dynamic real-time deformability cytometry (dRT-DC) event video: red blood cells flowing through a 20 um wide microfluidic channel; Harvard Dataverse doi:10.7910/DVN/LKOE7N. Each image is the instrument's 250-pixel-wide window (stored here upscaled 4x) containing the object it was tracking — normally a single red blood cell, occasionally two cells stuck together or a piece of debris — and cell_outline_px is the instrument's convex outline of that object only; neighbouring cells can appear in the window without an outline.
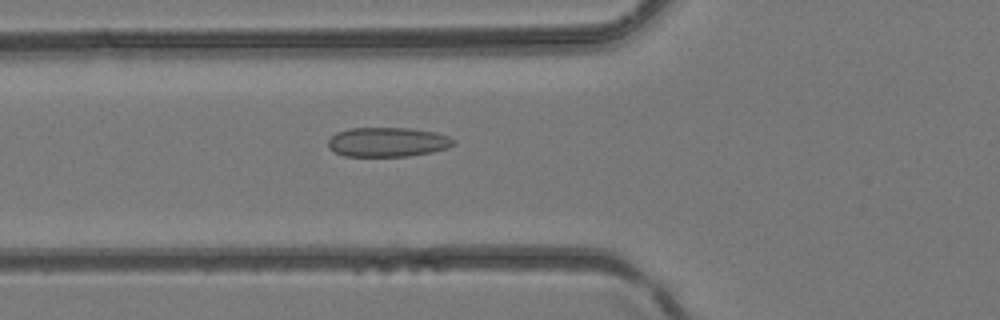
{"species": "common noctule bat (a hibernating species)", "species_latin": "Nyctalus noctula", "temperature_condition": "room temperature", "stored_images_in_passage": 36, "camera_frame_rate_fps": 3000, "um_per_image_px": 0.085, "animal": {"sex": "female", "body_mass_g": 24.6, "forearm_length_mm": 56.2}, "frame": {"image": 1, "passage_image": 10, "time_ms": 3.0, "image_size_px": [1000, 320], "cell_outline_px": [[456, 144], [448, 148], [432, 152], [408, 156], [344, 156], [332, 152], [328, 148], [328, 140], [336, 132], [348, 128], [408, 128], [436, 132], [448, 136], [456, 140]], "centroid_in_image_um": [32.94, 12.08], "position_along_channel_um": 92.9, "area_um2": 21.79}}
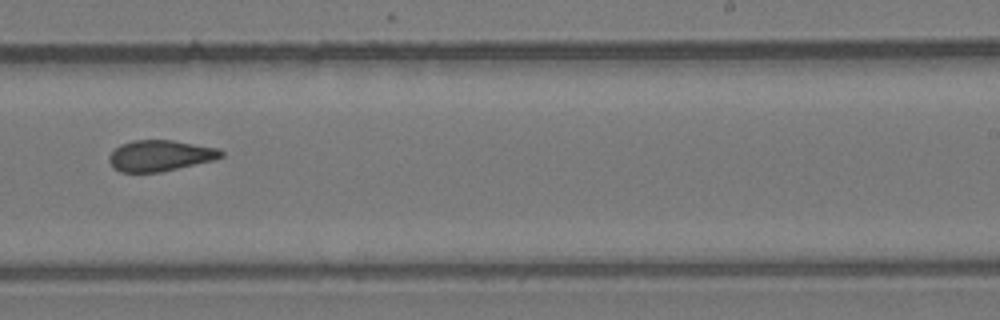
{"frame": {"image": 2, "passage_image": 21, "time_ms": 6.667, "image_size_px": [1000, 320], "cell_outline_px": [[224, 156], [212, 160], [160, 172], [120, 172], [112, 168], [108, 160], [108, 156], [120, 144], [132, 140], [172, 140], [220, 148], [224, 152]], "centroid_in_image_um": [13.59, 13.22], "position_along_channel_um": 275.4, "area_um2": 20.29}}
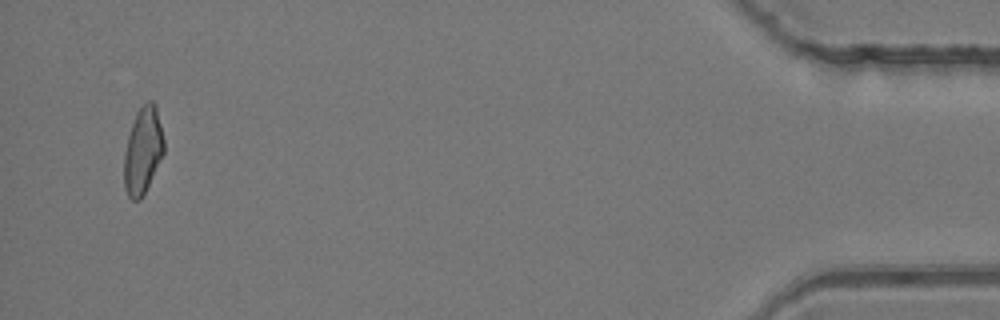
{"frame": {"image": 3, "passage_image": 35, "time_ms": 11.333, "image_size_px": [1000, 320], "cell_outline_px": [[164, 152], [140, 200], [132, 200], [128, 196], [124, 188], [124, 152], [128, 136], [136, 112], [148, 100], [152, 100], [156, 104], [164, 140]], "centroid_in_image_um": [12.14, 12.77], "position_along_channel_um": 423.1, "area_um2": 19.94}}